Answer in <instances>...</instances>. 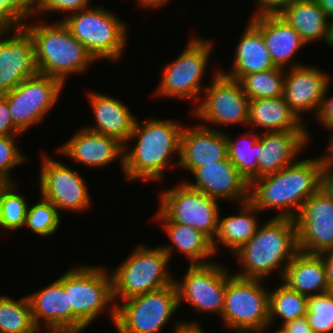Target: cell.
<instances>
[{
    "label": "cell",
    "instance_id": "obj_1",
    "mask_svg": "<svg viewBox=\"0 0 333 333\" xmlns=\"http://www.w3.org/2000/svg\"><path fill=\"white\" fill-rule=\"evenodd\" d=\"M322 166L318 158L297 160L276 173L249 184V201L261 212L283 210L274 217L295 219L307 199L321 188Z\"/></svg>",
    "mask_w": 333,
    "mask_h": 333
},
{
    "label": "cell",
    "instance_id": "obj_2",
    "mask_svg": "<svg viewBox=\"0 0 333 333\" xmlns=\"http://www.w3.org/2000/svg\"><path fill=\"white\" fill-rule=\"evenodd\" d=\"M138 118L128 139L130 141L136 138L137 144L132 150L128 149V144L124 145L125 179L160 182L164 179L163 172L167 165L178 168L179 159L174 164L169 160L174 157V153L180 156V138L184 125L182 126L177 120L169 121L154 117L140 125Z\"/></svg>",
    "mask_w": 333,
    "mask_h": 333
},
{
    "label": "cell",
    "instance_id": "obj_3",
    "mask_svg": "<svg viewBox=\"0 0 333 333\" xmlns=\"http://www.w3.org/2000/svg\"><path fill=\"white\" fill-rule=\"evenodd\" d=\"M266 221L258 227L255 235L234 253V257L244 269L242 273L240 271L234 274L235 276L263 280L276 270L282 279L287 265L299 252L294 219L272 217Z\"/></svg>",
    "mask_w": 333,
    "mask_h": 333
},
{
    "label": "cell",
    "instance_id": "obj_4",
    "mask_svg": "<svg viewBox=\"0 0 333 333\" xmlns=\"http://www.w3.org/2000/svg\"><path fill=\"white\" fill-rule=\"evenodd\" d=\"M24 27L32 36L40 74L65 84L68 75L83 73L96 60L70 33L61 20L53 24L38 22Z\"/></svg>",
    "mask_w": 333,
    "mask_h": 333
},
{
    "label": "cell",
    "instance_id": "obj_5",
    "mask_svg": "<svg viewBox=\"0 0 333 333\" xmlns=\"http://www.w3.org/2000/svg\"><path fill=\"white\" fill-rule=\"evenodd\" d=\"M103 266H77L64 273V289L72 306V332L81 333L107 305L112 322L116 319L112 277Z\"/></svg>",
    "mask_w": 333,
    "mask_h": 333
},
{
    "label": "cell",
    "instance_id": "obj_6",
    "mask_svg": "<svg viewBox=\"0 0 333 333\" xmlns=\"http://www.w3.org/2000/svg\"><path fill=\"white\" fill-rule=\"evenodd\" d=\"M107 8L90 7L65 16L62 23L93 58L117 61L126 47L127 25Z\"/></svg>",
    "mask_w": 333,
    "mask_h": 333
},
{
    "label": "cell",
    "instance_id": "obj_7",
    "mask_svg": "<svg viewBox=\"0 0 333 333\" xmlns=\"http://www.w3.org/2000/svg\"><path fill=\"white\" fill-rule=\"evenodd\" d=\"M170 261L161 247L138 245L111 275L114 302L121 298V303L174 283L175 279L167 270Z\"/></svg>",
    "mask_w": 333,
    "mask_h": 333
},
{
    "label": "cell",
    "instance_id": "obj_8",
    "mask_svg": "<svg viewBox=\"0 0 333 333\" xmlns=\"http://www.w3.org/2000/svg\"><path fill=\"white\" fill-rule=\"evenodd\" d=\"M262 282L234 274L227 278L220 316L224 325L236 333H262L269 327V290Z\"/></svg>",
    "mask_w": 333,
    "mask_h": 333
},
{
    "label": "cell",
    "instance_id": "obj_9",
    "mask_svg": "<svg viewBox=\"0 0 333 333\" xmlns=\"http://www.w3.org/2000/svg\"><path fill=\"white\" fill-rule=\"evenodd\" d=\"M118 333H159L179 308L175 283L115 303Z\"/></svg>",
    "mask_w": 333,
    "mask_h": 333
},
{
    "label": "cell",
    "instance_id": "obj_10",
    "mask_svg": "<svg viewBox=\"0 0 333 333\" xmlns=\"http://www.w3.org/2000/svg\"><path fill=\"white\" fill-rule=\"evenodd\" d=\"M188 42L179 57L164 67L162 79L153 96L185 98L193 102L199 100L198 95L205 89L201 83L213 42L198 37H192Z\"/></svg>",
    "mask_w": 333,
    "mask_h": 333
},
{
    "label": "cell",
    "instance_id": "obj_11",
    "mask_svg": "<svg viewBox=\"0 0 333 333\" xmlns=\"http://www.w3.org/2000/svg\"><path fill=\"white\" fill-rule=\"evenodd\" d=\"M159 211L171 222L191 226L214 240L220 216L219 200L181 182L159 195Z\"/></svg>",
    "mask_w": 333,
    "mask_h": 333
},
{
    "label": "cell",
    "instance_id": "obj_12",
    "mask_svg": "<svg viewBox=\"0 0 333 333\" xmlns=\"http://www.w3.org/2000/svg\"><path fill=\"white\" fill-rule=\"evenodd\" d=\"M64 86L60 80L39 73L3 94L16 128L23 133L40 123L59 99Z\"/></svg>",
    "mask_w": 333,
    "mask_h": 333
},
{
    "label": "cell",
    "instance_id": "obj_13",
    "mask_svg": "<svg viewBox=\"0 0 333 333\" xmlns=\"http://www.w3.org/2000/svg\"><path fill=\"white\" fill-rule=\"evenodd\" d=\"M203 101L193 108V116L216 125H247L249 99L238 80L224 75L219 70L213 74L212 85L205 88Z\"/></svg>",
    "mask_w": 333,
    "mask_h": 333
},
{
    "label": "cell",
    "instance_id": "obj_14",
    "mask_svg": "<svg viewBox=\"0 0 333 333\" xmlns=\"http://www.w3.org/2000/svg\"><path fill=\"white\" fill-rule=\"evenodd\" d=\"M216 261L190 265L182 280H174L179 306L190 304L194 310L221 315L224 307L226 280L230 272Z\"/></svg>",
    "mask_w": 333,
    "mask_h": 333
},
{
    "label": "cell",
    "instance_id": "obj_15",
    "mask_svg": "<svg viewBox=\"0 0 333 333\" xmlns=\"http://www.w3.org/2000/svg\"><path fill=\"white\" fill-rule=\"evenodd\" d=\"M40 171L41 197L50 201L58 210L82 211L90 207V194L80 173L60 161L42 159Z\"/></svg>",
    "mask_w": 333,
    "mask_h": 333
},
{
    "label": "cell",
    "instance_id": "obj_16",
    "mask_svg": "<svg viewBox=\"0 0 333 333\" xmlns=\"http://www.w3.org/2000/svg\"><path fill=\"white\" fill-rule=\"evenodd\" d=\"M294 220L299 251L322 254L333 247V200L321 188L305 201Z\"/></svg>",
    "mask_w": 333,
    "mask_h": 333
},
{
    "label": "cell",
    "instance_id": "obj_17",
    "mask_svg": "<svg viewBox=\"0 0 333 333\" xmlns=\"http://www.w3.org/2000/svg\"><path fill=\"white\" fill-rule=\"evenodd\" d=\"M15 30L0 32V95L39 74L31 34L24 26Z\"/></svg>",
    "mask_w": 333,
    "mask_h": 333
},
{
    "label": "cell",
    "instance_id": "obj_18",
    "mask_svg": "<svg viewBox=\"0 0 333 333\" xmlns=\"http://www.w3.org/2000/svg\"><path fill=\"white\" fill-rule=\"evenodd\" d=\"M288 67L289 72L285 70L283 97L291 111L305 124L302 113L316 111L318 114L331 77L319 68L302 66L300 62Z\"/></svg>",
    "mask_w": 333,
    "mask_h": 333
},
{
    "label": "cell",
    "instance_id": "obj_19",
    "mask_svg": "<svg viewBox=\"0 0 333 333\" xmlns=\"http://www.w3.org/2000/svg\"><path fill=\"white\" fill-rule=\"evenodd\" d=\"M227 157V135L208 125L183 127L178 167L192 173L197 167L216 164Z\"/></svg>",
    "mask_w": 333,
    "mask_h": 333
},
{
    "label": "cell",
    "instance_id": "obj_20",
    "mask_svg": "<svg viewBox=\"0 0 333 333\" xmlns=\"http://www.w3.org/2000/svg\"><path fill=\"white\" fill-rule=\"evenodd\" d=\"M191 175L195 178L194 183H185L211 198L239 200L240 204L249 201V184L228 157L216 164L197 167Z\"/></svg>",
    "mask_w": 333,
    "mask_h": 333
},
{
    "label": "cell",
    "instance_id": "obj_21",
    "mask_svg": "<svg viewBox=\"0 0 333 333\" xmlns=\"http://www.w3.org/2000/svg\"><path fill=\"white\" fill-rule=\"evenodd\" d=\"M57 152L91 167H104L119 158L120 167L124 169V144L86 127L80 128Z\"/></svg>",
    "mask_w": 333,
    "mask_h": 333
},
{
    "label": "cell",
    "instance_id": "obj_22",
    "mask_svg": "<svg viewBox=\"0 0 333 333\" xmlns=\"http://www.w3.org/2000/svg\"><path fill=\"white\" fill-rule=\"evenodd\" d=\"M309 132V129L308 131H263L259 135L258 178L276 173L295 163L302 148H306L308 144Z\"/></svg>",
    "mask_w": 333,
    "mask_h": 333
},
{
    "label": "cell",
    "instance_id": "obj_23",
    "mask_svg": "<svg viewBox=\"0 0 333 333\" xmlns=\"http://www.w3.org/2000/svg\"><path fill=\"white\" fill-rule=\"evenodd\" d=\"M27 297L38 329L45 326L49 331L72 332V306H69L68 292L64 289V274Z\"/></svg>",
    "mask_w": 333,
    "mask_h": 333
},
{
    "label": "cell",
    "instance_id": "obj_24",
    "mask_svg": "<svg viewBox=\"0 0 333 333\" xmlns=\"http://www.w3.org/2000/svg\"><path fill=\"white\" fill-rule=\"evenodd\" d=\"M250 22L261 32L275 67L288 69L293 59L306 43L299 33L280 15L251 18Z\"/></svg>",
    "mask_w": 333,
    "mask_h": 333
},
{
    "label": "cell",
    "instance_id": "obj_25",
    "mask_svg": "<svg viewBox=\"0 0 333 333\" xmlns=\"http://www.w3.org/2000/svg\"><path fill=\"white\" fill-rule=\"evenodd\" d=\"M98 93L94 91L87 95L96 125L86 126V128L105 136L114 137L125 145L137 118L119 99Z\"/></svg>",
    "mask_w": 333,
    "mask_h": 333
},
{
    "label": "cell",
    "instance_id": "obj_26",
    "mask_svg": "<svg viewBox=\"0 0 333 333\" xmlns=\"http://www.w3.org/2000/svg\"><path fill=\"white\" fill-rule=\"evenodd\" d=\"M155 216L163 223V230L172 241L171 245L161 246L170 260L177 249L187 257L190 265L211 263L208 259L216 254L212 241L205 234L191 226L169 221L159 210Z\"/></svg>",
    "mask_w": 333,
    "mask_h": 333
},
{
    "label": "cell",
    "instance_id": "obj_27",
    "mask_svg": "<svg viewBox=\"0 0 333 333\" xmlns=\"http://www.w3.org/2000/svg\"><path fill=\"white\" fill-rule=\"evenodd\" d=\"M248 22L236 47L232 71L228 73L219 70L238 81L245 75L276 68L261 32L250 21Z\"/></svg>",
    "mask_w": 333,
    "mask_h": 333
},
{
    "label": "cell",
    "instance_id": "obj_28",
    "mask_svg": "<svg viewBox=\"0 0 333 333\" xmlns=\"http://www.w3.org/2000/svg\"><path fill=\"white\" fill-rule=\"evenodd\" d=\"M282 282L307 297L330 290L319 254L299 251L287 265Z\"/></svg>",
    "mask_w": 333,
    "mask_h": 333
},
{
    "label": "cell",
    "instance_id": "obj_29",
    "mask_svg": "<svg viewBox=\"0 0 333 333\" xmlns=\"http://www.w3.org/2000/svg\"><path fill=\"white\" fill-rule=\"evenodd\" d=\"M291 111L283 96L249 100V127H256L265 132L308 131Z\"/></svg>",
    "mask_w": 333,
    "mask_h": 333
},
{
    "label": "cell",
    "instance_id": "obj_30",
    "mask_svg": "<svg viewBox=\"0 0 333 333\" xmlns=\"http://www.w3.org/2000/svg\"><path fill=\"white\" fill-rule=\"evenodd\" d=\"M236 215L218 217L217 234L212 241L214 252L217 253V243H221L235 253L247 243L258 230L259 221L257 213L259 210L250 202H244Z\"/></svg>",
    "mask_w": 333,
    "mask_h": 333
},
{
    "label": "cell",
    "instance_id": "obj_31",
    "mask_svg": "<svg viewBox=\"0 0 333 333\" xmlns=\"http://www.w3.org/2000/svg\"><path fill=\"white\" fill-rule=\"evenodd\" d=\"M280 16L291 25L306 44L328 36L329 17L316 0H295Z\"/></svg>",
    "mask_w": 333,
    "mask_h": 333
},
{
    "label": "cell",
    "instance_id": "obj_32",
    "mask_svg": "<svg viewBox=\"0 0 333 333\" xmlns=\"http://www.w3.org/2000/svg\"><path fill=\"white\" fill-rule=\"evenodd\" d=\"M250 134V135H249ZM259 133L247 132L241 141L227 135V157L240 175L250 184L258 178ZM248 135V136H247ZM248 137V138H246ZM248 139V141H247ZM245 140V142H244ZM241 142V143H240ZM244 142V143H242Z\"/></svg>",
    "mask_w": 333,
    "mask_h": 333
},
{
    "label": "cell",
    "instance_id": "obj_33",
    "mask_svg": "<svg viewBox=\"0 0 333 333\" xmlns=\"http://www.w3.org/2000/svg\"><path fill=\"white\" fill-rule=\"evenodd\" d=\"M27 296L18 301L0 295V333H38Z\"/></svg>",
    "mask_w": 333,
    "mask_h": 333
},
{
    "label": "cell",
    "instance_id": "obj_34",
    "mask_svg": "<svg viewBox=\"0 0 333 333\" xmlns=\"http://www.w3.org/2000/svg\"><path fill=\"white\" fill-rule=\"evenodd\" d=\"M307 300V296L281 282L276 290L269 292V325L277 317L285 323L306 316Z\"/></svg>",
    "mask_w": 333,
    "mask_h": 333
},
{
    "label": "cell",
    "instance_id": "obj_35",
    "mask_svg": "<svg viewBox=\"0 0 333 333\" xmlns=\"http://www.w3.org/2000/svg\"><path fill=\"white\" fill-rule=\"evenodd\" d=\"M285 69L274 68L243 76L239 83L249 100L283 96ZM284 73V74H283Z\"/></svg>",
    "mask_w": 333,
    "mask_h": 333
},
{
    "label": "cell",
    "instance_id": "obj_36",
    "mask_svg": "<svg viewBox=\"0 0 333 333\" xmlns=\"http://www.w3.org/2000/svg\"><path fill=\"white\" fill-rule=\"evenodd\" d=\"M14 186V183H0V229L15 231L25 224L28 204Z\"/></svg>",
    "mask_w": 333,
    "mask_h": 333
},
{
    "label": "cell",
    "instance_id": "obj_37",
    "mask_svg": "<svg viewBox=\"0 0 333 333\" xmlns=\"http://www.w3.org/2000/svg\"><path fill=\"white\" fill-rule=\"evenodd\" d=\"M60 212L48 200L40 198V202L28 207L24 227L44 238L56 232L60 225Z\"/></svg>",
    "mask_w": 333,
    "mask_h": 333
},
{
    "label": "cell",
    "instance_id": "obj_38",
    "mask_svg": "<svg viewBox=\"0 0 333 333\" xmlns=\"http://www.w3.org/2000/svg\"><path fill=\"white\" fill-rule=\"evenodd\" d=\"M306 317L314 333H332L333 292L329 290L309 296Z\"/></svg>",
    "mask_w": 333,
    "mask_h": 333
},
{
    "label": "cell",
    "instance_id": "obj_39",
    "mask_svg": "<svg viewBox=\"0 0 333 333\" xmlns=\"http://www.w3.org/2000/svg\"><path fill=\"white\" fill-rule=\"evenodd\" d=\"M31 14V0H0V32L24 26Z\"/></svg>",
    "mask_w": 333,
    "mask_h": 333
},
{
    "label": "cell",
    "instance_id": "obj_40",
    "mask_svg": "<svg viewBox=\"0 0 333 333\" xmlns=\"http://www.w3.org/2000/svg\"><path fill=\"white\" fill-rule=\"evenodd\" d=\"M17 135L0 136V183H13L11 169L21 165L27 158L16 146Z\"/></svg>",
    "mask_w": 333,
    "mask_h": 333
},
{
    "label": "cell",
    "instance_id": "obj_41",
    "mask_svg": "<svg viewBox=\"0 0 333 333\" xmlns=\"http://www.w3.org/2000/svg\"><path fill=\"white\" fill-rule=\"evenodd\" d=\"M91 0H31V14L35 17L41 12L75 13L89 8ZM35 14V15H34Z\"/></svg>",
    "mask_w": 333,
    "mask_h": 333
},
{
    "label": "cell",
    "instance_id": "obj_42",
    "mask_svg": "<svg viewBox=\"0 0 333 333\" xmlns=\"http://www.w3.org/2000/svg\"><path fill=\"white\" fill-rule=\"evenodd\" d=\"M21 132L16 128L12 120V115L7 100L0 95V136L20 135Z\"/></svg>",
    "mask_w": 333,
    "mask_h": 333
},
{
    "label": "cell",
    "instance_id": "obj_43",
    "mask_svg": "<svg viewBox=\"0 0 333 333\" xmlns=\"http://www.w3.org/2000/svg\"><path fill=\"white\" fill-rule=\"evenodd\" d=\"M295 0H257L258 10L251 18L264 15H280ZM259 11V12H258Z\"/></svg>",
    "mask_w": 333,
    "mask_h": 333
},
{
    "label": "cell",
    "instance_id": "obj_44",
    "mask_svg": "<svg viewBox=\"0 0 333 333\" xmlns=\"http://www.w3.org/2000/svg\"><path fill=\"white\" fill-rule=\"evenodd\" d=\"M330 84L328 83L321 107L317 114V121L326 129L333 127V97H327ZM326 97V98H325Z\"/></svg>",
    "mask_w": 333,
    "mask_h": 333
},
{
    "label": "cell",
    "instance_id": "obj_45",
    "mask_svg": "<svg viewBox=\"0 0 333 333\" xmlns=\"http://www.w3.org/2000/svg\"><path fill=\"white\" fill-rule=\"evenodd\" d=\"M281 326L284 333H314L306 316L285 322Z\"/></svg>",
    "mask_w": 333,
    "mask_h": 333
},
{
    "label": "cell",
    "instance_id": "obj_46",
    "mask_svg": "<svg viewBox=\"0 0 333 333\" xmlns=\"http://www.w3.org/2000/svg\"><path fill=\"white\" fill-rule=\"evenodd\" d=\"M323 259L325 277L330 290L333 292V247L327 249L324 253L319 254Z\"/></svg>",
    "mask_w": 333,
    "mask_h": 333
},
{
    "label": "cell",
    "instance_id": "obj_47",
    "mask_svg": "<svg viewBox=\"0 0 333 333\" xmlns=\"http://www.w3.org/2000/svg\"><path fill=\"white\" fill-rule=\"evenodd\" d=\"M321 189L333 200V170H322Z\"/></svg>",
    "mask_w": 333,
    "mask_h": 333
},
{
    "label": "cell",
    "instance_id": "obj_48",
    "mask_svg": "<svg viewBox=\"0 0 333 333\" xmlns=\"http://www.w3.org/2000/svg\"><path fill=\"white\" fill-rule=\"evenodd\" d=\"M173 333H204L197 322H178Z\"/></svg>",
    "mask_w": 333,
    "mask_h": 333
},
{
    "label": "cell",
    "instance_id": "obj_49",
    "mask_svg": "<svg viewBox=\"0 0 333 333\" xmlns=\"http://www.w3.org/2000/svg\"><path fill=\"white\" fill-rule=\"evenodd\" d=\"M333 130V127L328 128L327 130ZM330 143L328 144V152L324 157L318 158L322 166V170H333V133L331 134Z\"/></svg>",
    "mask_w": 333,
    "mask_h": 333
},
{
    "label": "cell",
    "instance_id": "obj_50",
    "mask_svg": "<svg viewBox=\"0 0 333 333\" xmlns=\"http://www.w3.org/2000/svg\"><path fill=\"white\" fill-rule=\"evenodd\" d=\"M171 1V0H170ZM169 0H138L139 6H143L144 8H161V6H164L166 3L170 2Z\"/></svg>",
    "mask_w": 333,
    "mask_h": 333
},
{
    "label": "cell",
    "instance_id": "obj_51",
    "mask_svg": "<svg viewBox=\"0 0 333 333\" xmlns=\"http://www.w3.org/2000/svg\"><path fill=\"white\" fill-rule=\"evenodd\" d=\"M329 19H333V0H316Z\"/></svg>",
    "mask_w": 333,
    "mask_h": 333
},
{
    "label": "cell",
    "instance_id": "obj_52",
    "mask_svg": "<svg viewBox=\"0 0 333 333\" xmlns=\"http://www.w3.org/2000/svg\"><path fill=\"white\" fill-rule=\"evenodd\" d=\"M326 43L328 44V46L333 47V19L329 20L328 36Z\"/></svg>",
    "mask_w": 333,
    "mask_h": 333
},
{
    "label": "cell",
    "instance_id": "obj_53",
    "mask_svg": "<svg viewBox=\"0 0 333 333\" xmlns=\"http://www.w3.org/2000/svg\"><path fill=\"white\" fill-rule=\"evenodd\" d=\"M48 333H74L71 331H48Z\"/></svg>",
    "mask_w": 333,
    "mask_h": 333
},
{
    "label": "cell",
    "instance_id": "obj_54",
    "mask_svg": "<svg viewBox=\"0 0 333 333\" xmlns=\"http://www.w3.org/2000/svg\"><path fill=\"white\" fill-rule=\"evenodd\" d=\"M275 333H284V332L281 329H279Z\"/></svg>",
    "mask_w": 333,
    "mask_h": 333
}]
</instances>
